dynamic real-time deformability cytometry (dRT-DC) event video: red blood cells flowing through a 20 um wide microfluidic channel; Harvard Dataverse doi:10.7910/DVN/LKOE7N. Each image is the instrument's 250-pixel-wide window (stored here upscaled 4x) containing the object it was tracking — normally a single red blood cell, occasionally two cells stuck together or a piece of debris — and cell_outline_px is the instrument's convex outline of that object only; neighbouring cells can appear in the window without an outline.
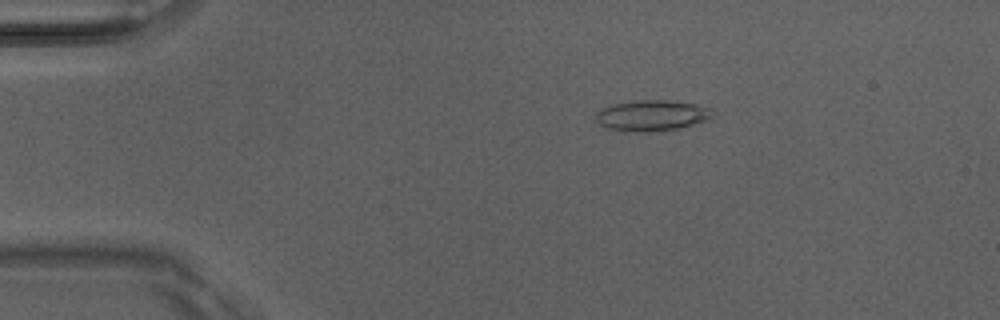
{"species": "Egyptian fruit bat (a non-hibernating species)", "species_latin": "Rousettus aegyptiacus", "temperature_condition": "room temperature", "stored_images_in_passage": 5, "camera_frame_rate_fps": 3000, "um_per_image_px": 0.085, "animal": {"sex": "male"}, "frame": {"image": 1, "passage_image": 2, "time_ms": 0.333, "image_size_px": [1000, 320], "cell_outline_px": [[716, 116], [708, 120], [680, 128], [648, 132], [624, 132], [608, 128], [600, 124], [596, 120], [596, 112], [604, 108], [616, 104], [636, 100], [668, 100], [696, 104], [712, 108]], "centroid_in_image_um": [55.47, 9.83], "position_along_channel_um": 29.5, "area_um2": 21.15}}